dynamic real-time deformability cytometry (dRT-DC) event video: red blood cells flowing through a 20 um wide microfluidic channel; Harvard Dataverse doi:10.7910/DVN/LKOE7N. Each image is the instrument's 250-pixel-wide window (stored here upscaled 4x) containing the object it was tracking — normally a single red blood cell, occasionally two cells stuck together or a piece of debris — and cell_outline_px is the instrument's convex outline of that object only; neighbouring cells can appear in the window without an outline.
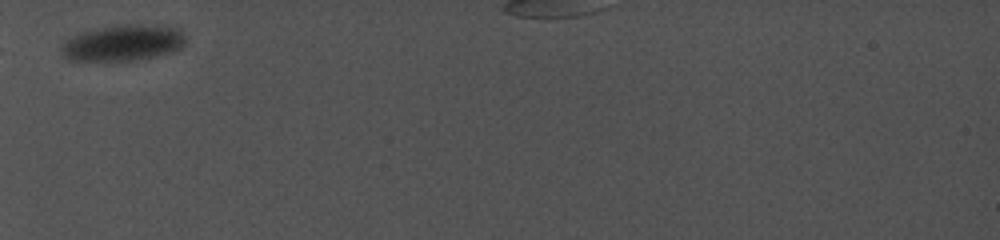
{"species": "common noctule bat (a hibernating species)", "species_latin": "Nyctalus noctula", "temperature_condition": "cold", "stored_images_in_passage": 37, "camera_frame_rate_fps": 5000, "um_per_image_px": 0.085, "animal": {"sex": "female", "body_mass_g": 19.0, "forearm_length_mm": 56.7}, "frame": {"image": 1, "passage_image": 1, "time_ms": 0.0, "image_size_px": [1000, 240], "cell_outline_px": [[184, 44], [180, 48], [172, 52], [156, 56], [136, 60], [68, 60], [60, 52], [60, 48], [64, 40], [72, 36], [84, 32], [100, 28], [124, 24], [164, 24], [176, 28], [184, 36]], "centroid_in_image_um": [10.46, 3.63], "position_along_channel_um": 74.5, "area_um2": 26.13}}
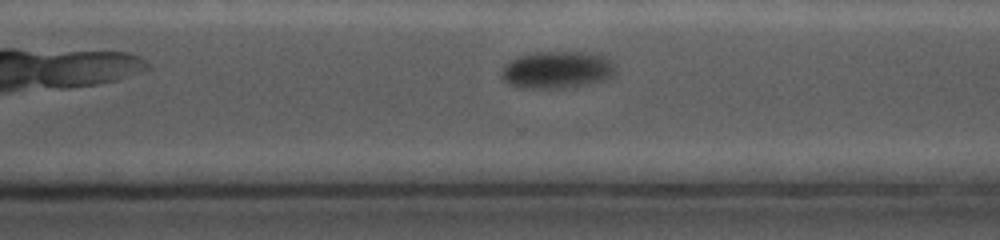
{"frame": {"image": 2, "passage_image": 23, "time_ms": 7.2, "image_size_px": [1000, 240], "cell_outline_px": [[616, 76], [604, 80], [560, 88], [532, 88], [508, 84], [500, 76], [500, 72], [504, 64], [520, 56], [536, 52], [580, 52], [604, 56], [616, 68]], "centroid_in_image_um": [47.33, 5.93], "position_along_channel_um": 323.3, "area_um2": 24.39}}
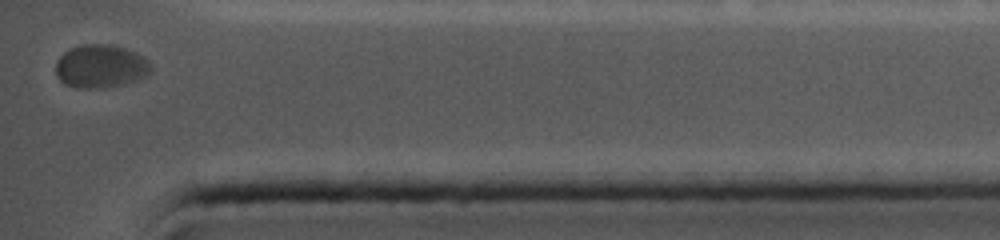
{"frame": {"image": 3, "passage_image": 37, "time_ms": 10.0, "image_size_px": [1000, 240], "cell_outline_px": [[152, 72], [148, 76], [140, 80], [120, 84], [96, 88], [76, 88], [64, 84], [56, 76], [56, 60], [68, 48], [80, 44], [108, 44], [124, 48], [136, 52], [144, 56], [152, 64]], "centroid_in_image_um": [8.57, 5.62], "position_along_channel_um": 426.6, "area_um2": 24.39}}